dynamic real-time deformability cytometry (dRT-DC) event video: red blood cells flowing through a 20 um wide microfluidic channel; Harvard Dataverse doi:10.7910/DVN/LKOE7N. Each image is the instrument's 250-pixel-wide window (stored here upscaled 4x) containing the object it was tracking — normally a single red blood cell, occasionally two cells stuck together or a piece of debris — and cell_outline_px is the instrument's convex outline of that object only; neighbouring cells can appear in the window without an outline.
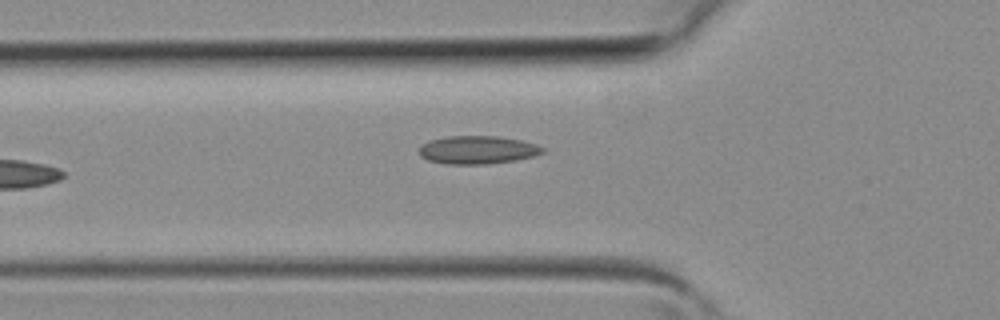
{"species": "common noctule bat (a hibernating species)", "species_latin": "Nyctalus noctula", "temperature_condition": "room temperature", "stored_images_in_passage": 6, "camera_frame_rate_fps": 3000, "um_per_image_px": 0.085, "animal": {"sex": "female", "body_mass_g": 19.3, "forearm_length_mm": 54.1}, "frame": {"image": 1, "passage_image": 5, "time_ms": 1.333, "image_size_px": [1000, 320], "cell_outline_px": [[544, 152], [532, 156], [516, 160], [484, 164], [444, 164], [428, 160], [420, 156], [420, 148], [428, 140], [448, 136], [500, 136], [520, 140], [536, 144], [544, 148]], "centroid_in_image_um": [40.58, 12.74], "position_along_channel_um": 85.2, "area_um2": 20.17}}